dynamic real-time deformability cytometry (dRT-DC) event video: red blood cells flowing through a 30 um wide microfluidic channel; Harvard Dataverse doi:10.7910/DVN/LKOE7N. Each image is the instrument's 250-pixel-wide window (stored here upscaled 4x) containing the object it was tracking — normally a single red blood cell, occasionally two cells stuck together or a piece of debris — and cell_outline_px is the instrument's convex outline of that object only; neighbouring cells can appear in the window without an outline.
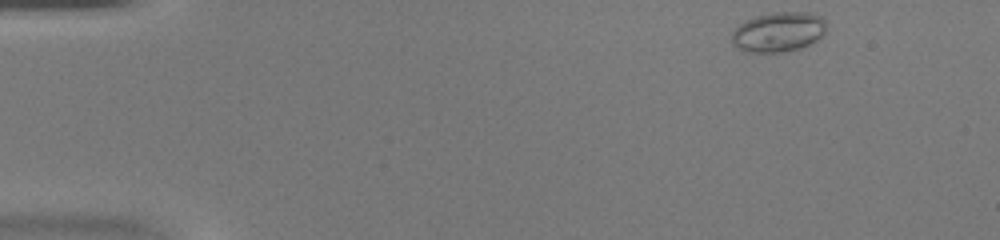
{"species": "common noctule bat (a hibernating species)", "species_latin": "Nyctalus noctula", "temperature_condition": "warm", "stored_images_in_passage": 42, "camera_frame_rate_fps": 3000, "um_per_image_px": 0.085, "animal": {"sex": "female", "body_mass_g": 20.0, "forearm_length_mm": 54.0}, "frame": {"image": 1, "passage_image": 1, "time_ms": 0.0, "image_size_px": [1000, 240], "cell_outline_px": [[828, 24], [824, 32], [816, 40], [800, 48], [784, 52], [744, 52], [732, 44], [732, 32], [744, 20], [756, 16], [772, 12], [812, 12], [820, 16]], "centroid_in_image_um": [66.16, 2.71], "position_along_channel_um": 18.8, "area_um2": 22.08}}
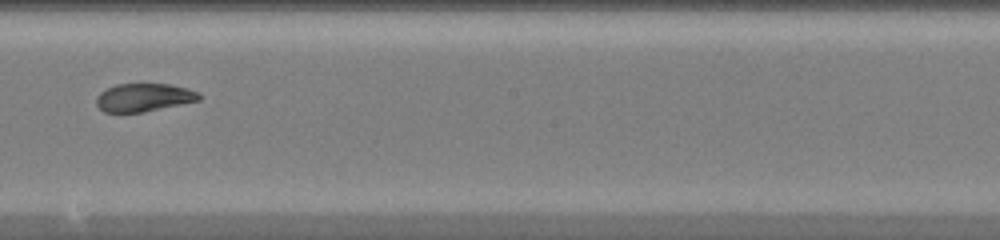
{"frame": {"image": 2, "passage_image": 23, "time_ms": 7.333, "image_size_px": [1000, 240], "cell_outline_px": [[200, 100], [144, 112], [104, 112], [96, 104], [96, 96], [100, 92], [116, 84], [172, 84], [188, 88], [200, 92]], "centroid_in_image_um": [12.24, 8.28], "position_along_channel_um": 236.0, "area_um2": 16.88}}
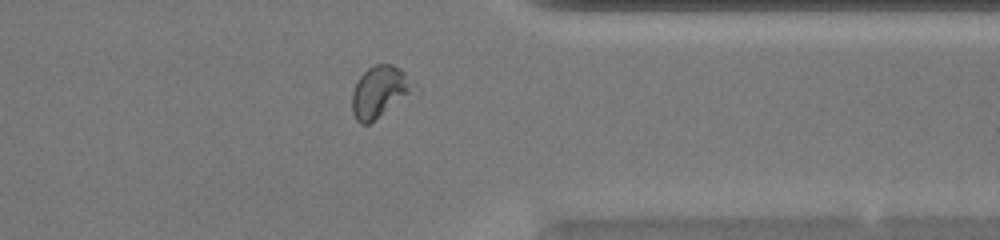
{"frame": {"image": 3, "passage_image": 33, "time_ms": 10.667, "image_size_px": [1000, 240], "cell_outline_px": [[420, 88], [368, 124], [360, 124], [356, 120], [352, 112], [352, 92], [360, 76], [368, 68], [376, 64], [392, 64], [400, 68]], "centroid_in_image_um": [32.3, 7.79], "position_along_channel_um": 379.1, "area_um2": 18.55}}